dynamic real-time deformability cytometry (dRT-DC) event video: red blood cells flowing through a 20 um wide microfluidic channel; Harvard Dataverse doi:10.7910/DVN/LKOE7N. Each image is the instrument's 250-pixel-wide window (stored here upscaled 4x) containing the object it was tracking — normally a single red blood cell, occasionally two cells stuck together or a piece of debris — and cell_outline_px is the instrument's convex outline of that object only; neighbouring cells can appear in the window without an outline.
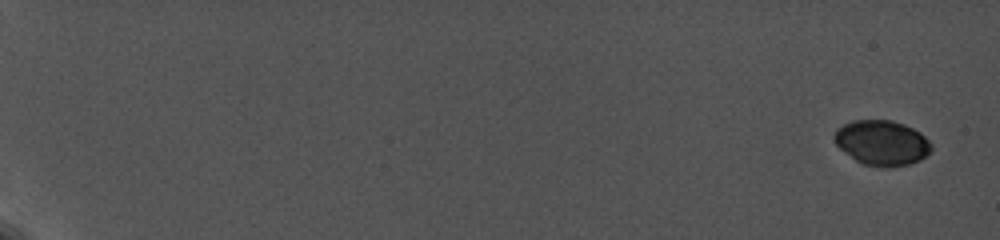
{"species": "common noctule bat (a hibernating species)", "species_latin": "Nyctalus noctula", "temperature_condition": "cold", "stored_images_in_passage": 6, "camera_frame_rate_fps": 5000, "um_per_image_px": 0.085, "animal": {"sex": "female", "body_mass_g": 19.0, "forearm_length_mm": 56.7}, "frame": {"image": 1, "passage_image": 1, "time_ms": 0.0, "image_size_px": [1000, 240], "cell_outline_px": [[932, 148], [920, 160], [908, 164], [892, 168], [884, 168], [864, 164], [856, 160], [844, 152], [836, 144], [832, 136], [836, 128], [852, 120], [892, 120], [904, 124], [920, 132], [932, 144]], "centroid_in_image_um": [74.94, 12.14], "position_along_channel_um": 10.1, "area_um2": 25.61}}